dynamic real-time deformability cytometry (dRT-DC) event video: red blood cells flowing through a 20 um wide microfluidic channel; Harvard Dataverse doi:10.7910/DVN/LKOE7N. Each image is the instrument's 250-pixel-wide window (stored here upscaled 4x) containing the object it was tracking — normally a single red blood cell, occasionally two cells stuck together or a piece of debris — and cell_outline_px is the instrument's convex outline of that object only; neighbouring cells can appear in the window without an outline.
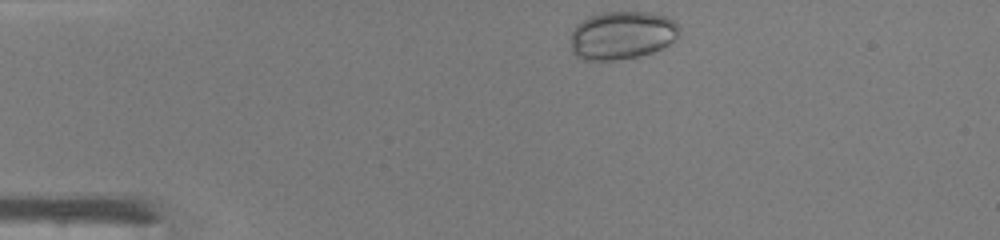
{"species": "common noctule bat (a hibernating species)", "species_latin": "Nyctalus noctula", "temperature_condition": "warm", "stored_images_in_passage": 31, "camera_frame_rate_fps": 3000, "um_per_image_px": 0.085, "animal": {"sex": "male", "body_mass_g": 19.0, "forearm_length_mm": 50.8}, "frame": {"image": 1, "passage_image": 1, "time_ms": 0.0, "image_size_px": [1000, 240], "cell_outline_px": [[680, 28], [676, 36], [668, 44], [652, 52], [640, 56], [612, 60], [584, 60], [576, 56], [572, 52], [572, 32], [576, 24], [588, 16], [604, 12], [648, 12], [668, 16], [676, 20]], "centroid_in_image_um": [52.87, 2.98], "position_along_channel_um": 32.1, "area_um2": 30.52}}
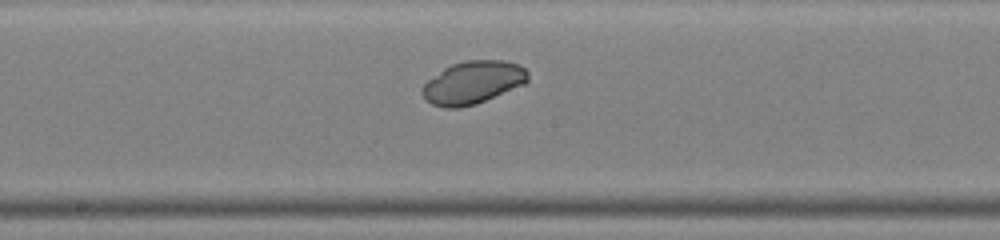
{"frame": {"image": 2, "passage_image": 17, "time_ms": 5.333, "image_size_px": [1000, 240], "cell_outline_px": [[528, 80], [524, 84], [476, 104], [456, 108], [444, 108], [432, 104], [424, 96], [420, 88], [428, 80], [444, 68], [452, 64], [464, 60], [500, 60], [520, 64], [528, 72]], "centroid_in_image_um": [40.2, 7.0], "position_along_channel_um": 208.0, "area_um2": 26.18}}
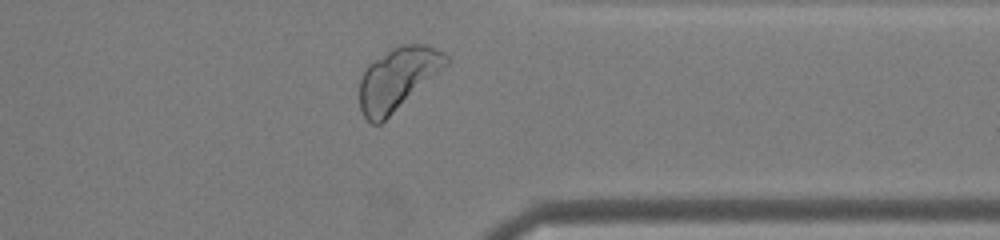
{"frame": {"image": 3, "passage_image": 29, "time_ms": 9.333, "image_size_px": [1000, 240], "cell_outline_px": [[452, 60], [448, 64], [380, 124], [372, 124], [364, 116], [360, 108], [360, 76], [364, 68], [368, 64], [392, 48], [400, 44], [428, 44], [444, 52]], "centroid_in_image_um": [33.8, 6.66], "position_along_channel_um": 377.6, "area_um2": 31.27}, "authors_computed_cell_mechanics": {"area_um2": 27.3394, "velocity_mm_per_s": 4.3319, "shape_relaxation_time_tau1_ms": 1.3243, "shape_relaxation_time_tau2_ms": null, "deformation_change_tau1": 0.039, "deformation_change_tau2": null}}